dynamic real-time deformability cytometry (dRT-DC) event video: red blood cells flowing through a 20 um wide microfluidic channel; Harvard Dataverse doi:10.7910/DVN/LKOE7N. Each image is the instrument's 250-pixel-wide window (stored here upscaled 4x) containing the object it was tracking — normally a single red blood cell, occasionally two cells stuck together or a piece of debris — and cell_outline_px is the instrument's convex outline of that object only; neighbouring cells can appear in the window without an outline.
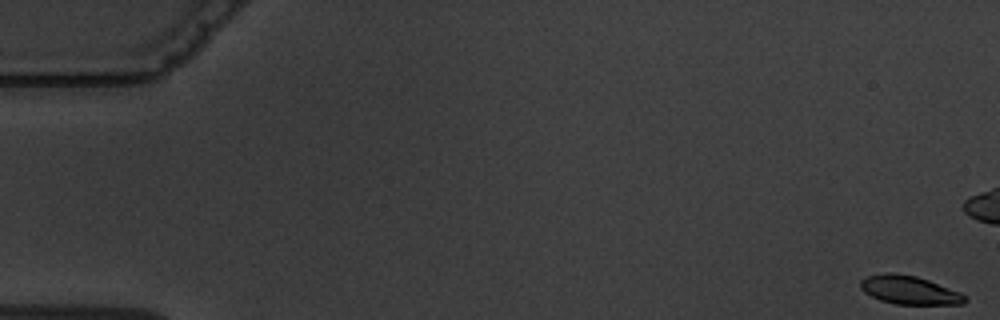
{"species": "common noctule bat (a hibernating species)", "species_latin": "Nyctalus noctula", "temperature_condition": "warm", "stored_images_in_passage": 4, "camera_frame_rate_fps": 3000, "um_per_image_px": 0.085, "animal": {"sex": "male", "body_mass_g": 19.5, "forearm_length_mm": 54.6}, "frame": {"image": 1, "passage_image": 1, "time_ms": 0.0, "image_size_px": [1000, 320], "cell_outline_px": [[968, 300], [964, 304], [896, 304], [880, 300], [864, 292], [860, 288], [860, 280], [864, 276], [888, 272], [892, 272], [916, 276], [928, 280], [960, 292], [968, 296]], "centroid_in_image_um": [77.29, 24.65], "position_along_channel_um": 7.7, "area_um2": 17.46}}